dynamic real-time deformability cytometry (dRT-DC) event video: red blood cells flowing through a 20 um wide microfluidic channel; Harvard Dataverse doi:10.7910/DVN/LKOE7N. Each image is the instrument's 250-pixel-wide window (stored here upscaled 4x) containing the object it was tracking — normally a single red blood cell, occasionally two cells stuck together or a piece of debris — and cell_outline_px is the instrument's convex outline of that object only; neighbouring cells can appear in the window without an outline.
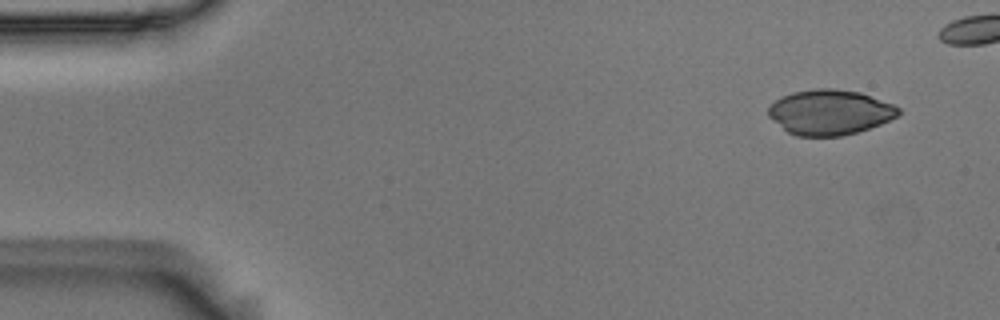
{"species": "Egyptian fruit bat (a non-hibernating species)", "species_latin": "Rousettus aegyptiacus", "temperature_condition": "room temperature", "stored_images_in_passage": 6, "segment_of_instrument_passage": [1, 2], "camera_frame_rate_fps": 3000, "um_per_image_px": 0.085, "animal": {"sex": "male"}, "frame": {"image": 1, "passage_image": 2, "time_ms": 0.333, "image_size_px": [1000, 320], "cell_outline_px": [[900, 112], [896, 116], [880, 124], [856, 132], [840, 136], [796, 136], [788, 132], [768, 116], [768, 108], [776, 100], [792, 92], [816, 88], [836, 88], [860, 92], [892, 104], [900, 108]], "centroid_in_image_um": [70.52, 9.53], "position_along_channel_um": 14.5, "area_um2": 33.93}}